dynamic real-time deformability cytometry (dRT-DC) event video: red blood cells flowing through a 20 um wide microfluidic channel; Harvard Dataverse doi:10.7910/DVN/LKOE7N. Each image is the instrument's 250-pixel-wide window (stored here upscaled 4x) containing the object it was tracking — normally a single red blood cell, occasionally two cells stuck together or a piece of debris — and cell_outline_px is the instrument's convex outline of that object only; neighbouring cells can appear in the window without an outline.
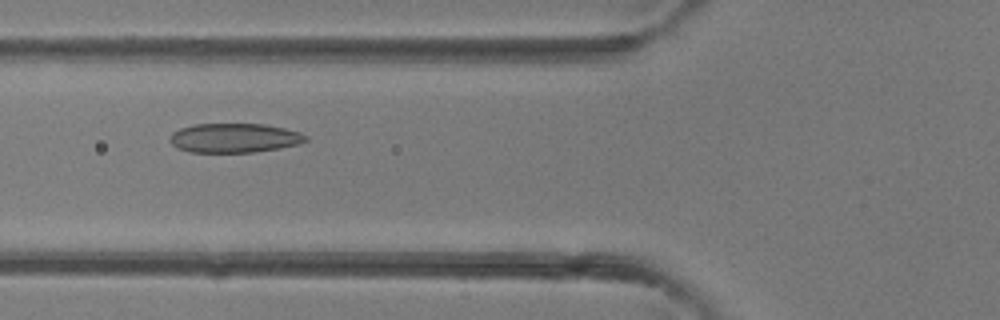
{"species": "common noctule bat (a hibernating species)", "species_latin": "Nyctalus noctula", "temperature_condition": "room temperature", "stored_images_in_passage": 27, "camera_frame_rate_fps": 3000, "um_per_image_px": 0.085, "animal": {"sex": "female"}, "frame": {"image": 1, "passage_image": 10, "time_ms": 3.0, "image_size_px": [1000, 320], "cell_outline_px": [[308, 140], [300, 144], [280, 148], [252, 152], [188, 152], [176, 148], [168, 140], [172, 132], [180, 128], [196, 124], [264, 124], [284, 128], [300, 132], [308, 136]], "centroid_in_image_um": [19.91, 11.73], "position_along_channel_um": 105.9, "area_um2": 23.35}}
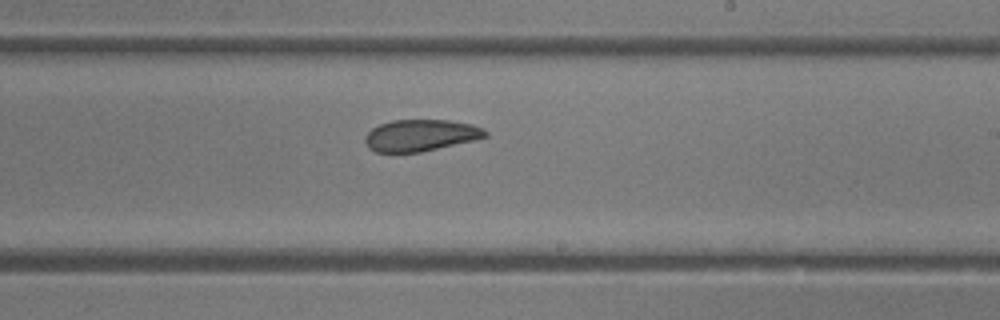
{"frame": {"image": 2, "passage_image": 19, "time_ms": 6.0, "image_size_px": [1000, 320], "cell_outline_px": [[488, 136], [476, 140], [420, 152], [376, 152], [368, 148], [364, 140], [364, 136], [372, 128], [380, 124], [392, 120], [448, 120], [472, 124], [484, 128], [488, 132]], "centroid_in_image_um": [35.77, 11.5], "position_along_channel_um": 253.2, "area_um2": 22.31}}
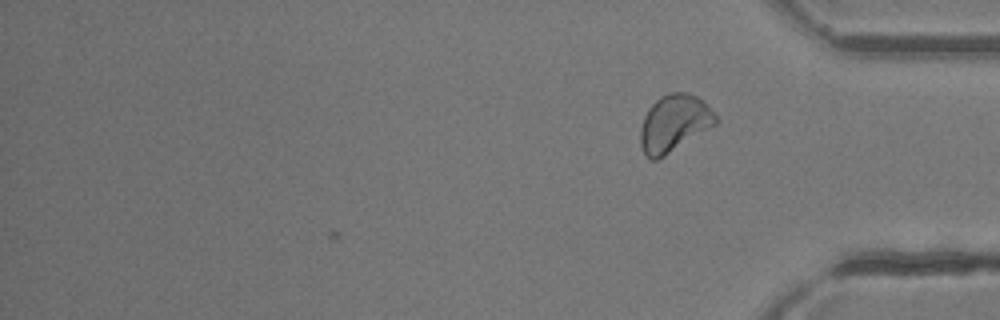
{"frame": {"image": 3, "passage_image": 27, "time_ms": 8.667, "image_size_px": [1000, 320], "cell_outline_px": [[720, 120], [716, 124], [664, 156], [656, 160], [652, 160], [644, 156], [640, 144], [640, 128], [644, 116], [648, 108], [660, 96], [668, 92], [684, 92], [696, 96]], "centroid_in_image_um": [57.25, 10.49], "position_along_channel_um": 378.0, "area_um2": 24.8}}